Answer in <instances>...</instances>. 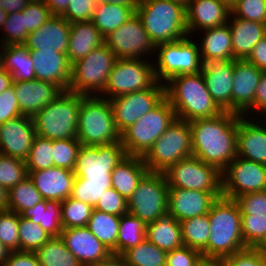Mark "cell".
I'll use <instances>...</instances> for the list:
<instances>
[{
    "label": "cell",
    "instance_id": "obj_33",
    "mask_svg": "<svg viewBox=\"0 0 266 266\" xmlns=\"http://www.w3.org/2000/svg\"><path fill=\"white\" fill-rule=\"evenodd\" d=\"M146 238L166 252L183 246L181 224L168 213L146 225Z\"/></svg>",
    "mask_w": 266,
    "mask_h": 266
},
{
    "label": "cell",
    "instance_id": "obj_39",
    "mask_svg": "<svg viewBox=\"0 0 266 266\" xmlns=\"http://www.w3.org/2000/svg\"><path fill=\"white\" fill-rule=\"evenodd\" d=\"M180 224L183 245L202 252L208 245L211 232L209 215L186 219Z\"/></svg>",
    "mask_w": 266,
    "mask_h": 266
},
{
    "label": "cell",
    "instance_id": "obj_25",
    "mask_svg": "<svg viewBox=\"0 0 266 266\" xmlns=\"http://www.w3.org/2000/svg\"><path fill=\"white\" fill-rule=\"evenodd\" d=\"M13 89L22 115L31 118L63 92L58 86L38 79L13 82Z\"/></svg>",
    "mask_w": 266,
    "mask_h": 266
},
{
    "label": "cell",
    "instance_id": "obj_11",
    "mask_svg": "<svg viewBox=\"0 0 266 266\" xmlns=\"http://www.w3.org/2000/svg\"><path fill=\"white\" fill-rule=\"evenodd\" d=\"M144 61L142 58L117 59L103 90V98L152 88L158 82L154 69L157 64Z\"/></svg>",
    "mask_w": 266,
    "mask_h": 266
},
{
    "label": "cell",
    "instance_id": "obj_6",
    "mask_svg": "<svg viewBox=\"0 0 266 266\" xmlns=\"http://www.w3.org/2000/svg\"><path fill=\"white\" fill-rule=\"evenodd\" d=\"M81 107V95L64 91L32 119L36 135L57 140L75 138Z\"/></svg>",
    "mask_w": 266,
    "mask_h": 266
},
{
    "label": "cell",
    "instance_id": "obj_23",
    "mask_svg": "<svg viewBox=\"0 0 266 266\" xmlns=\"http://www.w3.org/2000/svg\"><path fill=\"white\" fill-rule=\"evenodd\" d=\"M30 54L36 79L52 83L63 92L69 90L72 65L66 53L30 50Z\"/></svg>",
    "mask_w": 266,
    "mask_h": 266
},
{
    "label": "cell",
    "instance_id": "obj_14",
    "mask_svg": "<svg viewBox=\"0 0 266 266\" xmlns=\"http://www.w3.org/2000/svg\"><path fill=\"white\" fill-rule=\"evenodd\" d=\"M164 98L165 85L157 82L152 88L109 99L118 132L122 134Z\"/></svg>",
    "mask_w": 266,
    "mask_h": 266
},
{
    "label": "cell",
    "instance_id": "obj_77",
    "mask_svg": "<svg viewBox=\"0 0 266 266\" xmlns=\"http://www.w3.org/2000/svg\"><path fill=\"white\" fill-rule=\"evenodd\" d=\"M45 0H29V2H44Z\"/></svg>",
    "mask_w": 266,
    "mask_h": 266
},
{
    "label": "cell",
    "instance_id": "obj_74",
    "mask_svg": "<svg viewBox=\"0 0 266 266\" xmlns=\"http://www.w3.org/2000/svg\"><path fill=\"white\" fill-rule=\"evenodd\" d=\"M256 248L257 249H266V237Z\"/></svg>",
    "mask_w": 266,
    "mask_h": 266
},
{
    "label": "cell",
    "instance_id": "obj_78",
    "mask_svg": "<svg viewBox=\"0 0 266 266\" xmlns=\"http://www.w3.org/2000/svg\"><path fill=\"white\" fill-rule=\"evenodd\" d=\"M2 1H3V0H0V9H2Z\"/></svg>",
    "mask_w": 266,
    "mask_h": 266
},
{
    "label": "cell",
    "instance_id": "obj_12",
    "mask_svg": "<svg viewBox=\"0 0 266 266\" xmlns=\"http://www.w3.org/2000/svg\"><path fill=\"white\" fill-rule=\"evenodd\" d=\"M157 68L155 75L160 83L182 74H195L202 70L203 63L198 45L185 37L184 39L157 45ZM158 50V51H157ZM163 80H166L163 82Z\"/></svg>",
    "mask_w": 266,
    "mask_h": 266
},
{
    "label": "cell",
    "instance_id": "obj_9",
    "mask_svg": "<svg viewBox=\"0 0 266 266\" xmlns=\"http://www.w3.org/2000/svg\"><path fill=\"white\" fill-rule=\"evenodd\" d=\"M192 156V139L189 122L175 119L143 156L151 172H165L181 159Z\"/></svg>",
    "mask_w": 266,
    "mask_h": 266
},
{
    "label": "cell",
    "instance_id": "obj_42",
    "mask_svg": "<svg viewBox=\"0 0 266 266\" xmlns=\"http://www.w3.org/2000/svg\"><path fill=\"white\" fill-rule=\"evenodd\" d=\"M8 193V210L19 215L43 200L29 176L12 187Z\"/></svg>",
    "mask_w": 266,
    "mask_h": 266
},
{
    "label": "cell",
    "instance_id": "obj_58",
    "mask_svg": "<svg viewBox=\"0 0 266 266\" xmlns=\"http://www.w3.org/2000/svg\"><path fill=\"white\" fill-rule=\"evenodd\" d=\"M201 257L200 251L183 245L167 252L166 266H194Z\"/></svg>",
    "mask_w": 266,
    "mask_h": 266
},
{
    "label": "cell",
    "instance_id": "obj_73",
    "mask_svg": "<svg viewBox=\"0 0 266 266\" xmlns=\"http://www.w3.org/2000/svg\"><path fill=\"white\" fill-rule=\"evenodd\" d=\"M226 4L230 9L236 4L238 0H219Z\"/></svg>",
    "mask_w": 266,
    "mask_h": 266
},
{
    "label": "cell",
    "instance_id": "obj_70",
    "mask_svg": "<svg viewBox=\"0 0 266 266\" xmlns=\"http://www.w3.org/2000/svg\"><path fill=\"white\" fill-rule=\"evenodd\" d=\"M10 250L0 241V266H3L10 254Z\"/></svg>",
    "mask_w": 266,
    "mask_h": 266
},
{
    "label": "cell",
    "instance_id": "obj_52",
    "mask_svg": "<svg viewBox=\"0 0 266 266\" xmlns=\"http://www.w3.org/2000/svg\"><path fill=\"white\" fill-rule=\"evenodd\" d=\"M6 34L2 39V44H19L23 43L29 32L25 28L24 15H21V11L16 13H8L3 27L1 28Z\"/></svg>",
    "mask_w": 266,
    "mask_h": 266
},
{
    "label": "cell",
    "instance_id": "obj_19",
    "mask_svg": "<svg viewBox=\"0 0 266 266\" xmlns=\"http://www.w3.org/2000/svg\"><path fill=\"white\" fill-rule=\"evenodd\" d=\"M221 196L222 192L169 188L168 214L179 222L208 214L212 204Z\"/></svg>",
    "mask_w": 266,
    "mask_h": 266
},
{
    "label": "cell",
    "instance_id": "obj_21",
    "mask_svg": "<svg viewBox=\"0 0 266 266\" xmlns=\"http://www.w3.org/2000/svg\"><path fill=\"white\" fill-rule=\"evenodd\" d=\"M60 237L82 266L95 265L112 253L87 226L64 228Z\"/></svg>",
    "mask_w": 266,
    "mask_h": 266
},
{
    "label": "cell",
    "instance_id": "obj_56",
    "mask_svg": "<svg viewBox=\"0 0 266 266\" xmlns=\"http://www.w3.org/2000/svg\"><path fill=\"white\" fill-rule=\"evenodd\" d=\"M96 0H69L66 11L61 15L69 23L91 21Z\"/></svg>",
    "mask_w": 266,
    "mask_h": 266
},
{
    "label": "cell",
    "instance_id": "obj_61",
    "mask_svg": "<svg viewBox=\"0 0 266 266\" xmlns=\"http://www.w3.org/2000/svg\"><path fill=\"white\" fill-rule=\"evenodd\" d=\"M246 60L261 71L266 72V36L254 46L251 54Z\"/></svg>",
    "mask_w": 266,
    "mask_h": 266
},
{
    "label": "cell",
    "instance_id": "obj_7",
    "mask_svg": "<svg viewBox=\"0 0 266 266\" xmlns=\"http://www.w3.org/2000/svg\"><path fill=\"white\" fill-rule=\"evenodd\" d=\"M175 119V110L164 98L121 134L126 154L143 157Z\"/></svg>",
    "mask_w": 266,
    "mask_h": 266
},
{
    "label": "cell",
    "instance_id": "obj_4",
    "mask_svg": "<svg viewBox=\"0 0 266 266\" xmlns=\"http://www.w3.org/2000/svg\"><path fill=\"white\" fill-rule=\"evenodd\" d=\"M135 13L155 47L188 36L186 6L171 0H139Z\"/></svg>",
    "mask_w": 266,
    "mask_h": 266
},
{
    "label": "cell",
    "instance_id": "obj_34",
    "mask_svg": "<svg viewBox=\"0 0 266 266\" xmlns=\"http://www.w3.org/2000/svg\"><path fill=\"white\" fill-rule=\"evenodd\" d=\"M2 67L12 75L13 82L36 79L30 50L23 43L3 46Z\"/></svg>",
    "mask_w": 266,
    "mask_h": 266
},
{
    "label": "cell",
    "instance_id": "obj_41",
    "mask_svg": "<svg viewBox=\"0 0 266 266\" xmlns=\"http://www.w3.org/2000/svg\"><path fill=\"white\" fill-rule=\"evenodd\" d=\"M144 238H146V224L142 220L129 212L120 216L117 254L122 255L126 250L138 245Z\"/></svg>",
    "mask_w": 266,
    "mask_h": 266
},
{
    "label": "cell",
    "instance_id": "obj_48",
    "mask_svg": "<svg viewBox=\"0 0 266 266\" xmlns=\"http://www.w3.org/2000/svg\"><path fill=\"white\" fill-rule=\"evenodd\" d=\"M52 140L36 136L26 160L27 171L48 169L54 166Z\"/></svg>",
    "mask_w": 266,
    "mask_h": 266
},
{
    "label": "cell",
    "instance_id": "obj_15",
    "mask_svg": "<svg viewBox=\"0 0 266 266\" xmlns=\"http://www.w3.org/2000/svg\"><path fill=\"white\" fill-rule=\"evenodd\" d=\"M221 176L222 196L229 199L266 190V165L239 156L227 165Z\"/></svg>",
    "mask_w": 266,
    "mask_h": 266
},
{
    "label": "cell",
    "instance_id": "obj_49",
    "mask_svg": "<svg viewBox=\"0 0 266 266\" xmlns=\"http://www.w3.org/2000/svg\"><path fill=\"white\" fill-rule=\"evenodd\" d=\"M20 215L10 211H0V241L12 252L19 251Z\"/></svg>",
    "mask_w": 266,
    "mask_h": 266
},
{
    "label": "cell",
    "instance_id": "obj_10",
    "mask_svg": "<svg viewBox=\"0 0 266 266\" xmlns=\"http://www.w3.org/2000/svg\"><path fill=\"white\" fill-rule=\"evenodd\" d=\"M168 184L164 173L148 171L127 200L128 212L146 225L168 213Z\"/></svg>",
    "mask_w": 266,
    "mask_h": 266
},
{
    "label": "cell",
    "instance_id": "obj_65",
    "mask_svg": "<svg viewBox=\"0 0 266 266\" xmlns=\"http://www.w3.org/2000/svg\"><path fill=\"white\" fill-rule=\"evenodd\" d=\"M44 3L50 9L52 15L61 16L66 11L69 0H45Z\"/></svg>",
    "mask_w": 266,
    "mask_h": 266
},
{
    "label": "cell",
    "instance_id": "obj_35",
    "mask_svg": "<svg viewBox=\"0 0 266 266\" xmlns=\"http://www.w3.org/2000/svg\"><path fill=\"white\" fill-rule=\"evenodd\" d=\"M22 217L41 226L51 237L60 236L63 229L61 224V202L43 199L33 208L25 210Z\"/></svg>",
    "mask_w": 266,
    "mask_h": 266
},
{
    "label": "cell",
    "instance_id": "obj_47",
    "mask_svg": "<svg viewBox=\"0 0 266 266\" xmlns=\"http://www.w3.org/2000/svg\"><path fill=\"white\" fill-rule=\"evenodd\" d=\"M80 147L76 137L52 140L54 166L73 171Z\"/></svg>",
    "mask_w": 266,
    "mask_h": 266
},
{
    "label": "cell",
    "instance_id": "obj_44",
    "mask_svg": "<svg viewBox=\"0 0 266 266\" xmlns=\"http://www.w3.org/2000/svg\"><path fill=\"white\" fill-rule=\"evenodd\" d=\"M94 207L68 197L61 202V224L64 228L87 226Z\"/></svg>",
    "mask_w": 266,
    "mask_h": 266
},
{
    "label": "cell",
    "instance_id": "obj_26",
    "mask_svg": "<svg viewBox=\"0 0 266 266\" xmlns=\"http://www.w3.org/2000/svg\"><path fill=\"white\" fill-rule=\"evenodd\" d=\"M231 9L219 0H190L186 5L188 35L230 22Z\"/></svg>",
    "mask_w": 266,
    "mask_h": 266
},
{
    "label": "cell",
    "instance_id": "obj_31",
    "mask_svg": "<svg viewBox=\"0 0 266 266\" xmlns=\"http://www.w3.org/2000/svg\"><path fill=\"white\" fill-rule=\"evenodd\" d=\"M148 171L142 156L126 155L111 172L112 187L128 200Z\"/></svg>",
    "mask_w": 266,
    "mask_h": 266
},
{
    "label": "cell",
    "instance_id": "obj_27",
    "mask_svg": "<svg viewBox=\"0 0 266 266\" xmlns=\"http://www.w3.org/2000/svg\"><path fill=\"white\" fill-rule=\"evenodd\" d=\"M29 178L45 200L64 201L71 196L75 175L72 170L50 167L28 171Z\"/></svg>",
    "mask_w": 266,
    "mask_h": 266
},
{
    "label": "cell",
    "instance_id": "obj_28",
    "mask_svg": "<svg viewBox=\"0 0 266 266\" xmlns=\"http://www.w3.org/2000/svg\"><path fill=\"white\" fill-rule=\"evenodd\" d=\"M246 117H238L237 156L266 165V126Z\"/></svg>",
    "mask_w": 266,
    "mask_h": 266
},
{
    "label": "cell",
    "instance_id": "obj_13",
    "mask_svg": "<svg viewBox=\"0 0 266 266\" xmlns=\"http://www.w3.org/2000/svg\"><path fill=\"white\" fill-rule=\"evenodd\" d=\"M163 173L169 188L222 192L221 172L194 156L181 159Z\"/></svg>",
    "mask_w": 266,
    "mask_h": 266
},
{
    "label": "cell",
    "instance_id": "obj_29",
    "mask_svg": "<svg viewBox=\"0 0 266 266\" xmlns=\"http://www.w3.org/2000/svg\"><path fill=\"white\" fill-rule=\"evenodd\" d=\"M231 22L229 25L233 60H246L251 54L254 46L266 36V24L255 21H248L230 14Z\"/></svg>",
    "mask_w": 266,
    "mask_h": 266
},
{
    "label": "cell",
    "instance_id": "obj_17",
    "mask_svg": "<svg viewBox=\"0 0 266 266\" xmlns=\"http://www.w3.org/2000/svg\"><path fill=\"white\" fill-rule=\"evenodd\" d=\"M104 43L117 59L143 58L145 53L148 55L152 51L154 54L156 51L136 13L126 23L105 36Z\"/></svg>",
    "mask_w": 266,
    "mask_h": 266
},
{
    "label": "cell",
    "instance_id": "obj_69",
    "mask_svg": "<svg viewBox=\"0 0 266 266\" xmlns=\"http://www.w3.org/2000/svg\"><path fill=\"white\" fill-rule=\"evenodd\" d=\"M194 266H221V261L208 258V257H201Z\"/></svg>",
    "mask_w": 266,
    "mask_h": 266
},
{
    "label": "cell",
    "instance_id": "obj_68",
    "mask_svg": "<svg viewBox=\"0 0 266 266\" xmlns=\"http://www.w3.org/2000/svg\"><path fill=\"white\" fill-rule=\"evenodd\" d=\"M8 197V190L0 185V211L8 210Z\"/></svg>",
    "mask_w": 266,
    "mask_h": 266
},
{
    "label": "cell",
    "instance_id": "obj_57",
    "mask_svg": "<svg viewBox=\"0 0 266 266\" xmlns=\"http://www.w3.org/2000/svg\"><path fill=\"white\" fill-rule=\"evenodd\" d=\"M20 116L22 113L12 84L0 94V125Z\"/></svg>",
    "mask_w": 266,
    "mask_h": 266
},
{
    "label": "cell",
    "instance_id": "obj_1",
    "mask_svg": "<svg viewBox=\"0 0 266 266\" xmlns=\"http://www.w3.org/2000/svg\"><path fill=\"white\" fill-rule=\"evenodd\" d=\"M238 117L223 111L212 118L190 121L192 156L222 172L237 157Z\"/></svg>",
    "mask_w": 266,
    "mask_h": 266
},
{
    "label": "cell",
    "instance_id": "obj_18",
    "mask_svg": "<svg viewBox=\"0 0 266 266\" xmlns=\"http://www.w3.org/2000/svg\"><path fill=\"white\" fill-rule=\"evenodd\" d=\"M36 136L31 117L8 120L0 125V153L26 161Z\"/></svg>",
    "mask_w": 266,
    "mask_h": 266
},
{
    "label": "cell",
    "instance_id": "obj_53",
    "mask_svg": "<svg viewBox=\"0 0 266 266\" xmlns=\"http://www.w3.org/2000/svg\"><path fill=\"white\" fill-rule=\"evenodd\" d=\"M241 211V216L266 217V190L242 194L234 199Z\"/></svg>",
    "mask_w": 266,
    "mask_h": 266
},
{
    "label": "cell",
    "instance_id": "obj_8",
    "mask_svg": "<svg viewBox=\"0 0 266 266\" xmlns=\"http://www.w3.org/2000/svg\"><path fill=\"white\" fill-rule=\"evenodd\" d=\"M116 60V55L105 43L94 49L72 64L68 91L83 96H101Z\"/></svg>",
    "mask_w": 266,
    "mask_h": 266
},
{
    "label": "cell",
    "instance_id": "obj_24",
    "mask_svg": "<svg viewBox=\"0 0 266 266\" xmlns=\"http://www.w3.org/2000/svg\"><path fill=\"white\" fill-rule=\"evenodd\" d=\"M70 23L62 16L52 15L39 29L29 33L23 44L29 50L67 53Z\"/></svg>",
    "mask_w": 266,
    "mask_h": 266
},
{
    "label": "cell",
    "instance_id": "obj_59",
    "mask_svg": "<svg viewBox=\"0 0 266 266\" xmlns=\"http://www.w3.org/2000/svg\"><path fill=\"white\" fill-rule=\"evenodd\" d=\"M221 266H263V263L259 250L248 247L224 258Z\"/></svg>",
    "mask_w": 266,
    "mask_h": 266
},
{
    "label": "cell",
    "instance_id": "obj_32",
    "mask_svg": "<svg viewBox=\"0 0 266 266\" xmlns=\"http://www.w3.org/2000/svg\"><path fill=\"white\" fill-rule=\"evenodd\" d=\"M205 32V33H204ZM200 57L202 63L208 61L233 60L232 38L228 22L211 29L203 30Z\"/></svg>",
    "mask_w": 266,
    "mask_h": 266
},
{
    "label": "cell",
    "instance_id": "obj_71",
    "mask_svg": "<svg viewBox=\"0 0 266 266\" xmlns=\"http://www.w3.org/2000/svg\"><path fill=\"white\" fill-rule=\"evenodd\" d=\"M6 18H7V13L3 9H0V27H3Z\"/></svg>",
    "mask_w": 266,
    "mask_h": 266
},
{
    "label": "cell",
    "instance_id": "obj_63",
    "mask_svg": "<svg viewBox=\"0 0 266 266\" xmlns=\"http://www.w3.org/2000/svg\"><path fill=\"white\" fill-rule=\"evenodd\" d=\"M29 3V0H3L2 9L8 13L22 11Z\"/></svg>",
    "mask_w": 266,
    "mask_h": 266
},
{
    "label": "cell",
    "instance_id": "obj_55",
    "mask_svg": "<svg viewBox=\"0 0 266 266\" xmlns=\"http://www.w3.org/2000/svg\"><path fill=\"white\" fill-rule=\"evenodd\" d=\"M94 209L116 216H122L128 212V202L125 197L111 187L104 192L94 206Z\"/></svg>",
    "mask_w": 266,
    "mask_h": 266
},
{
    "label": "cell",
    "instance_id": "obj_20",
    "mask_svg": "<svg viewBox=\"0 0 266 266\" xmlns=\"http://www.w3.org/2000/svg\"><path fill=\"white\" fill-rule=\"evenodd\" d=\"M263 71L247 60H234L232 112L245 116L254 110V96Z\"/></svg>",
    "mask_w": 266,
    "mask_h": 266
},
{
    "label": "cell",
    "instance_id": "obj_75",
    "mask_svg": "<svg viewBox=\"0 0 266 266\" xmlns=\"http://www.w3.org/2000/svg\"><path fill=\"white\" fill-rule=\"evenodd\" d=\"M171 1H176L186 6L190 0H171Z\"/></svg>",
    "mask_w": 266,
    "mask_h": 266
},
{
    "label": "cell",
    "instance_id": "obj_50",
    "mask_svg": "<svg viewBox=\"0 0 266 266\" xmlns=\"http://www.w3.org/2000/svg\"><path fill=\"white\" fill-rule=\"evenodd\" d=\"M241 231L245 245L256 248L266 237V217L241 216Z\"/></svg>",
    "mask_w": 266,
    "mask_h": 266
},
{
    "label": "cell",
    "instance_id": "obj_62",
    "mask_svg": "<svg viewBox=\"0 0 266 266\" xmlns=\"http://www.w3.org/2000/svg\"><path fill=\"white\" fill-rule=\"evenodd\" d=\"M255 113L266 111V72H263L254 96Z\"/></svg>",
    "mask_w": 266,
    "mask_h": 266
},
{
    "label": "cell",
    "instance_id": "obj_54",
    "mask_svg": "<svg viewBox=\"0 0 266 266\" xmlns=\"http://www.w3.org/2000/svg\"><path fill=\"white\" fill-rule=\"evenodd\" d=\"M21 15H24L25 28L29 33L39 29L52 17L50 9L44 2H29L21 11Z\"/></svg>",
    "mask_w": 266,
    "mask_h": 266
},
{
    "label": "cell",
    "instance_id": "obj_67",
    "mask_svg": "<svg viewBox=\"0 0 266 266\" xmlns=\"http://www.w3.org/2000/svg\"><path fill=\"white\" fill-rule=\"evenodd\" d=\"M97 4L110 3L131 7L134 11L137 9L139 0H96Z\"/></svg>",
    "mask_w": 266,
    "mask_h": 266
},
{
    "label": "cell",
    "instance_id": "obj_72",
    "mask_svg": "<svg viewBox=\"0 0 266 266\" xmlns=\"http://www.w3.org/2000/svg\"><path fill=\"white\" fill-rule=\"evenodd\" d=\"M262 259L263 266H266V249H258Z\"/></svg>",
    "mask_w": 266,
    "mask_h": 266
},
{
    "label": "cell",
    "instance_id": "obj_40",
    "mask_svg": "<svg viewBox=\"0 0 266 266\" xmlns=\"http://www.w3.org/2000/svg\"><path fill=\"white\" fill-rule=\"evenodd\" d=\"M167 252L144 238L122 255L129 266H166Z\"/></svg>",
    "mask_w": 266,
    "mask_h": 266
},
{
    "label": "cell",
    "instance_id": "obj_45",
    "mask_svg": "<svg viewBox=\"0 0 266 266\" xmlns=\"http://www.w3.org/2000/svg\"><path fill=\"white\" fill-rule=\"evenodd\" d=\"M19 251L35 252L44 245L51 236L45 230L20 215L19 222Z\"/></svg>",
    "mask_w": 266,
    "mask_h": 266
},
{
    "label": "cell",
    "instance_id": "obj_38",
    "mask_svg": "<svg viewBox=\"0 0 266 266\" xmlns=\"http://www.w3.org/2000/svg\"><path fill=\"white\" fill-rule=\"evenodd\" d=\"M35 253L40 266H82L60 236L51 237Z\"/></svg>",
    "mask_w": 266,
    "mask_h": 266
},
{
    "label": "cell",
    "instance_id": "obj_46",
    "mask_svg": "<svg viewBox=\"0 0 266 266\" xmlns=\"http://www.w3.org/2000/svg\"><path fill=\"white\" fill-rule=\"evenodd\" d=\"M27 176L26 161L0 153V185L9 191Z\"/></svg>",
    "mask_w": 266,
    "mask_h": 266
},
{
    "label": "cell",
    "instance_id": "obj_66",
    "mask_svg": "<svg viewBox=\"0 0 266 266\" xmlns=\"http://www.w3.org/2000/svg\"><path fill=\"white\" fill-rule=\"evenodd\" d=\"M13 84L12 75L3 67H0V94Z\"/></svg>",
    "mask_w": 266,
    "mask_h": 266
},
{
    "label": "cell",
    "instance_id": "obj_64",
    "mask_svg": "<svg viewBox=\"0 0 266 266\" xmlns=\"http://www.w3.org/2000/svg\"><path fill=\"white\" fill-rule=\"evenodd\" d=\"M92 266H129L124 259L123 255L111 253L108 257L102 259Z\"/></svg>",
    "mask_w": 266,
    "mask_h": 266
},
{
    "label": "cell",
    "instance_id": "obj_43",
    "mask_svg": "<svg viewBox=\"0 0 266 266\" xmlns=\"http://www.w3.org/2000/svg\"><path fill=\"white\" fill-rule=\"evenodd\" d=\"M111 187V178L75 177L70 197L94 207L104 192Z\"/></svg>",
    "mask_w": 266,
    "mask_h": 266
},
{
    "label": "cell",
    "instance_id": "obj_51",
    "mask_svg": "<svg viewBox=\"0 0 266 266\" xmlns=\"http://www.w3.org/2000/svg\"><path fill=\"white\" fill-rule=\"evenodd\" d=\"M231 13L244 20L266 24V0H238Z\"/></svg>",
    "mask_w": 266,
    "mask_h": 266
},
{
    "label": "cell",
    "instance_id": "obj_30",
    "mask_svg": "<svg viewBox=\"0 0 266 266\" xmlns=\"http://www.w3.org/2000/svg\"><path fill=\"white\" fill-rule=\"evenodd\" d=\"M104 44V37L91 21L70 23L67 58L72 65Z\"/></svg>",
    "mask_w": 266,
    "mask_h": 266
},
{
    "label": "cell",
    "instance_id": "obj_22",
    "mask_svg": "<svg viewBox=\"0 0 266 266\" xmlns=\"http://www.w3.org/2000/svg\"><path fill=\"white\" fill-rule=\"evenodd\" d=\"M201 72L213 101L222 111L232 112L234 60L205 62Z\"/></svg>",
    "mask_w": 266,
    "mask_h": 266
},
{
    "label": "cell",
    "instance_id": "obj_3",
    "mask_svg": "<svg viewBox=\"0 0 266 266\" xmlns=\"http://www.w3.org/2000/svg\"><path fill=\"white\" fill-rule=\"evenodd\" d=\"M210 229L208 245L202 257L222 261L248 248L241 231V211L234 199L219 197L209 210Z\"/></svg>",
    "mask_w": 266,
    "mask_h": 266
},
{
    "label": "cell",
    "instance_id": "obj_16",
    "mask_svg": "<svg viewBox=\"0 0 266 266\" xmlns=\"http://www.w3.org/2000/svg\"><path fill=\"white\" fill-rule=\"evenodd\" d=\"M126 155L121 141L109 145H81L73 173L82 178H111V172Z\"/></svg>",
    "mask_w": 266,
    "mask_h": 266
},
{
    "label": "cell",
    "instance_id": "obj_2",
    "mask_svg": "<svg viewBox=\"0 0 266 266\" xmlns=\"http://www.w3.org/2000/svg\"><path fill=\"white\" fill-rule=\"evenodd\" d=\"M165 85V98L176 118L187 122L212 118L223 111L213 101L202 72L171 77Z\"/></svg>",
    "mask_w": 266,
    "mask_h": 266
},
{
    "label": "cell",
    "instance_id": "obj_76",
    "mask_svg": "<svg viewBox=\"0 0 266 266\" xmlns=\"http://www.w3.org/2000/svg\"><path fill=\"white\" fill-rule=\"evenodd\" d=\"M0 67H2V52H3V45L0 47Z\"/></svg>",
    "mask_w": 266,
    "mask_h": 266
},
{
    "label": "cell",
    "instance_id": "obj_36",
    "mask_svg": "<svg viewBox=\"0 0 266 266\" xmlns=\"http://www.w3.org/2000/svg\"><path fill=\"white\" fill-rule=\"evenodd\" d=\"M134 14L135 11L131 7L101 3L96 5L91 22L99 30L100 34L105 37L126 23Z\"/></svg>",
    "mask_w": 266,
    "mask_h": 266
},
{
    "label": "cell",
    "instance_id": "obj_5",
    "mask_svg": "<svg viewBox=\"0 0 266 266\" xmlns=\"http://www.w3.org/2000/svg\"><path fill=\"white\" fill-rule=\"evenodd\" d=\"M76 138L81 145L92 146L121 141L109 99L97 95H81Z\"/></svg>",
    "mask_w": 266,
    "mask_h": 266
},
{
    "label": "cell",
    "instance_id": "obj_37",
    "mask_svg": "<svg viewBox=\"0 0 266 266\" xmlns=\"http://www.w3.org/2000/svg\"><path fill=\"white\" fill-rule=\"evenodd\" d=\"M120 216L93 209L87 227L112 252L117 254Z\"/></svg>",
    "mask_w": 266,
    "mask_h": 266
},
{
    "label": "cell",
    "instance_id": "obj_60",
    "mask_svg": "<svg viewBox=\"0 0 266 266\" xmlns=\"http://www.w3.org/2000/svg\"><path fill=\"white\" fill-rule=\"evenodd\" d=\"M3 266H40L35 252L12 251Z\"/></svg>",
    "mask_w": 266,
    "mask_h": 266
}]
</instances>
